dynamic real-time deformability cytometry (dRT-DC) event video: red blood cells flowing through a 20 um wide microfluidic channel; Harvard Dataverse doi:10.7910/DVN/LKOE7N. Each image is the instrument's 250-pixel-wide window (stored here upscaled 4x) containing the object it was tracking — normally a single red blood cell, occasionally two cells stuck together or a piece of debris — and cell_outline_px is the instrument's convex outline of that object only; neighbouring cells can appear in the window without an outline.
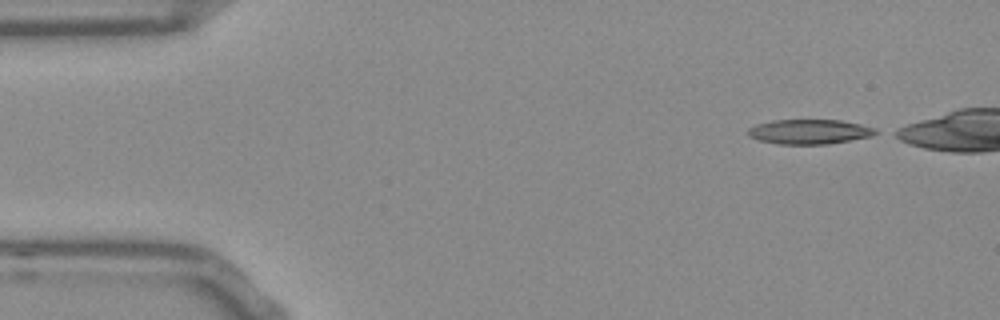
{"species": "Egyptian fruit bat (a non-hibernating species)", "species_latin": "Rousettus aegyptiacus", "temperature_condition": "room temperature", "stored_images_in_passage": 42, "camera_frame_rate_fps": 3000, "um_per_image_px": 0.085, "frame": {"image": 1, "passage_image": 1, "time_ms": 0.0, "image_size_px": [1000, 320], "cell_outline_px": [[880, 132], [872, 136], [828, 144], [776, 144], [760, 140], [748, 136], [748, 128], [756, 124], [772, 120], [840, 120], [860, 124], [876, 128]], "centroid_in_image_um": [68.81, 11.19], "position_along_channel_um": 16.2, "area_um2": 18.44}}
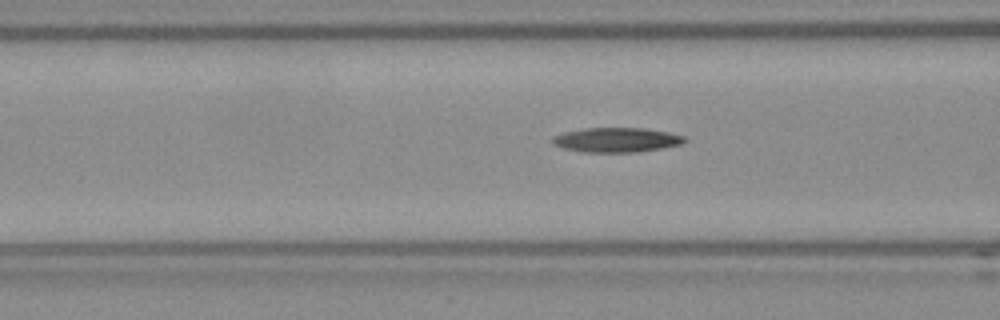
{"frame": {"image": 2, "passage_image": 16, "time_ms": 5.0, "image_size_px": [1000, 320], "cell_outline_px": [[688, 140], [680, 144], [660, 148], [636, 152], [584, 152], [564, 148], [552, 144], [552, 136], [564, 132], [584, 128], [644, 128], [668, 132], [684, 136]], "centroid_in_image_um": [52.38, 11.88], "position_along_channel_um": 114.2, "area_um2": 18.84}}
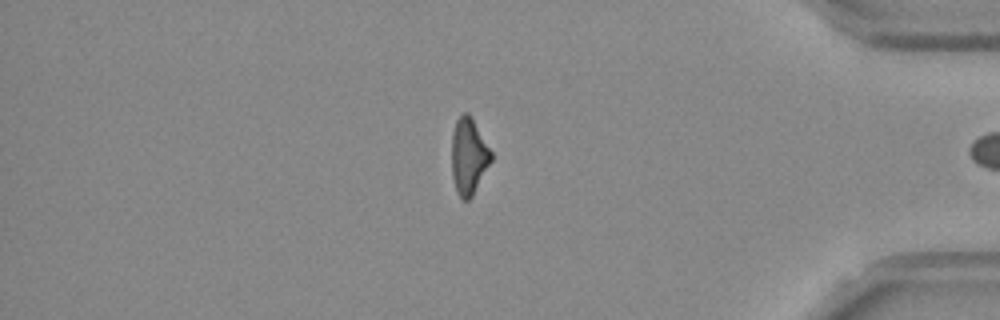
{"frame": {"image": 3, "passage_image": 41, "time_ms": 13.333, "image_size_px": [1000, 320], "cell_outline_px": [[492, 160], [472, 196], [468, 200], [464, 200], [460, 196], [456, 188], [452, 176], [452, 132], [456, 120], [464, 112], [468, 112], [472, 116], [492, 152]], "centroid_in_image_um": [39.84, 13.23], "position_along_channel_um": 395.4, "area_um2": 17.51}}